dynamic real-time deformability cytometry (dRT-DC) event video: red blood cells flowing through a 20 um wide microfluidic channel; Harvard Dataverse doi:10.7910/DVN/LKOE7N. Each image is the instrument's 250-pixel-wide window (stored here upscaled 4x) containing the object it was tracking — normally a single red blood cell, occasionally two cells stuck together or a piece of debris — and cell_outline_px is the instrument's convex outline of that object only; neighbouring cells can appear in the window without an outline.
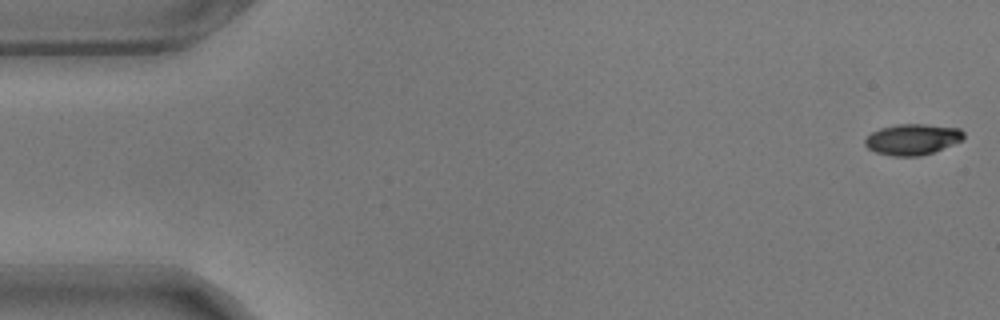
{"species": "common noctule bat (a hibernating species)", "species_latin": "Nyctalus noctula", "temperature_condition": "warm", "stored_images_in_passage": 57, "camera_frame_rate_fps": 3000, "um_per_image_px": 0.085, "animal": {"sex": "male", "body_mass_g": 17.9}, "frame": {"image": 1, "passage_image": 1, "time_ms": 0.0, "image_size_px": [1000, 320], "cell_outline_px": [[964, 140], [932, 152], [920, 156], [892, 156], [876, 152], [868, 148], [864, 144], [864, 140], [872, 132], [880, 128], [896, 124], [924, 124], [960, 128], [964, 132]], "centroid_in_image_um": [77.57, 11.84], "position_along_channel_um": 7.4, "area_um2": 17.8}}
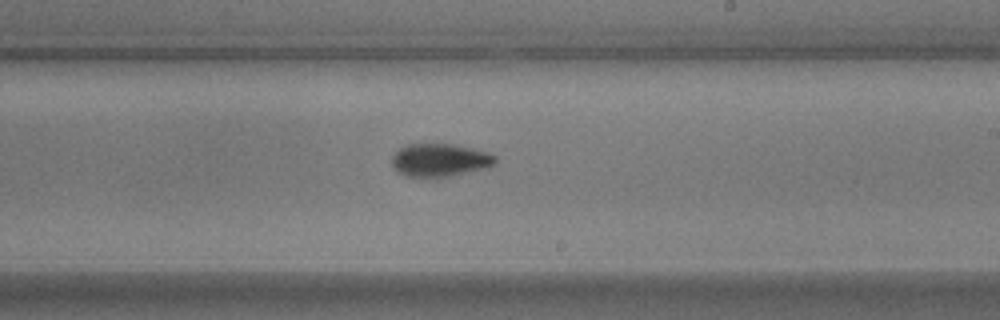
{"frame": {"image": 2, "passage_image": 33, "time_ms": 10.667, "image_size_px": [1000, 320], "cell_outline_px": [[496, 164], [488, 168], [436, 180], [408, 176], [392, 168], [392, 156], [400, 148], [408, 144], [452, 144], [472, 148], [488, 152], [496, 156]], "centroid_in_image_um": [37.41, 13.65], "position_along_channel_um": 251.6, "area_um2": 20.52}}
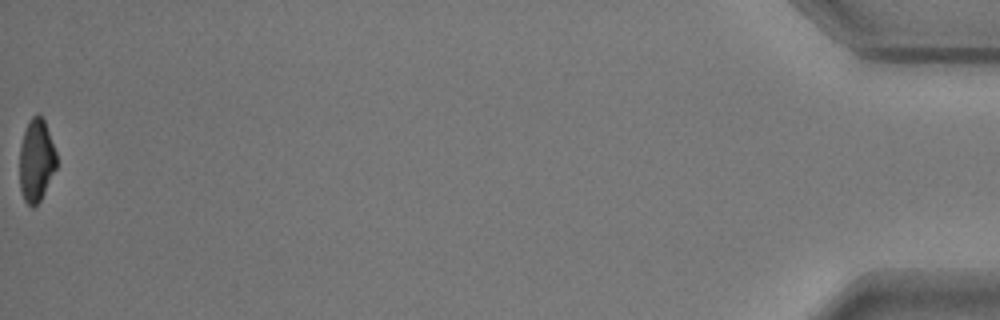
{"frame": {"image": 3, "passage_image": 57, "time_ms": 18.667, "image_size_px": [1000, 320], "cell_outline_px": [[56, 168], [40, 200], [32, 208], [24, 200], [20, 188], [20, 148], [24, 132], [32, 116], [36, 112], [44, 120], [56, 152]], "centroid_in_image_um": [3.08, 13.64], "position_along_channel_um": 432.1, "area_um2": 17.46}, "authors_computed_cell_mechanics": {"area_um2": 19.3052, "velocity_mm_per_s": 3.5401, "shape_relaxation_time_tau1_ms": 3.2907, "shape_relaxation_time_tau2_ms": 6.8944, "deformation_change_tau1": 0.1778, "deformation_change_tau2": 0.1257}}